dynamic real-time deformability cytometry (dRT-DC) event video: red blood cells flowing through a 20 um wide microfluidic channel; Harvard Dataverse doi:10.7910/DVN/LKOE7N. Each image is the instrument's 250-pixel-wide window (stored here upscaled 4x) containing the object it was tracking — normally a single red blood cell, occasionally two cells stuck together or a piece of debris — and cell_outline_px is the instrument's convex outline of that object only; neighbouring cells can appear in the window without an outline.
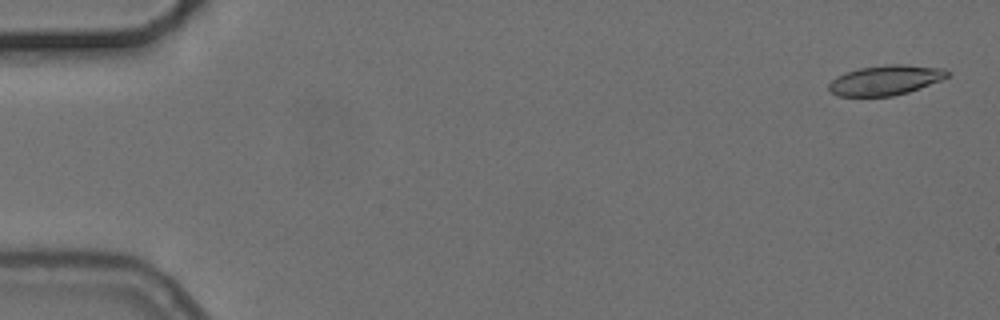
{"species": "common noctule bat (a hibernating species)", "species_latin": "Nyctalus noctula", "temperature_condition": "cold", "stored_images_in_passage": 5, "camera_frame_rate_fps": 3000, "um_per_image_px": 0.085, "animal": {"sex": "female", "body_mass_g": 24.6, "forearm_length_mm": 56.2}, "frame": {"image": 1, "passage_image": 1, "time_ms": 0.0, "image_size_px": [1000, 320], "cell_outline_px": [[952, 72], [948, 76], [940, 80], [920, 88], [908, 92], [892, 96], [836, 96], [828, 92], [828, 84], [836, 76], [860, 68], [888, 64], [900, 64], [944, 68]], "centroid_in_image_um": [75.25, 6.82], "position_along_channel_um": 9.7, "area_um2": 20.69}}
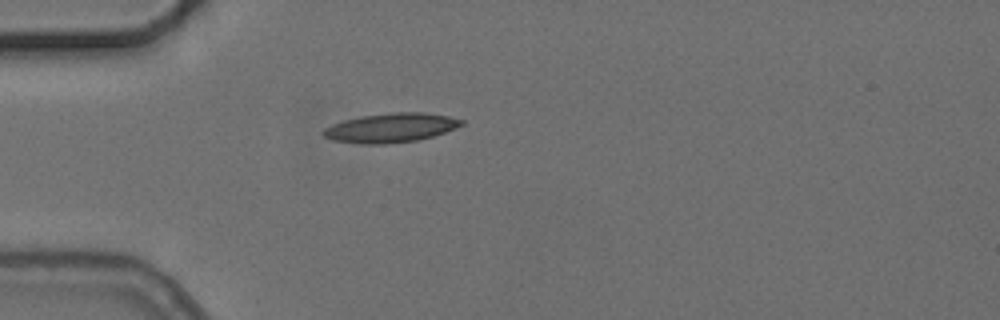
{"frame": {"image": 2, "passage_image": 5, "time_ms": 4.667, "image_size_px": [1000, 320], "cell_outline_px": [[464, 124], [444, 132], [432, 136], [416, 140], [388, 144], [360, 144], [332, 140], [324, 136], [320, 132], [324, 128], [332, 124], [344, 120], [360, 116], [392, 112], [424, 112], [448, 116], [464, 120]], "centroid_in_image_um": [33.18, 10.86], "position_along_channel_um": 51.8, "area_um2": 23.58}}